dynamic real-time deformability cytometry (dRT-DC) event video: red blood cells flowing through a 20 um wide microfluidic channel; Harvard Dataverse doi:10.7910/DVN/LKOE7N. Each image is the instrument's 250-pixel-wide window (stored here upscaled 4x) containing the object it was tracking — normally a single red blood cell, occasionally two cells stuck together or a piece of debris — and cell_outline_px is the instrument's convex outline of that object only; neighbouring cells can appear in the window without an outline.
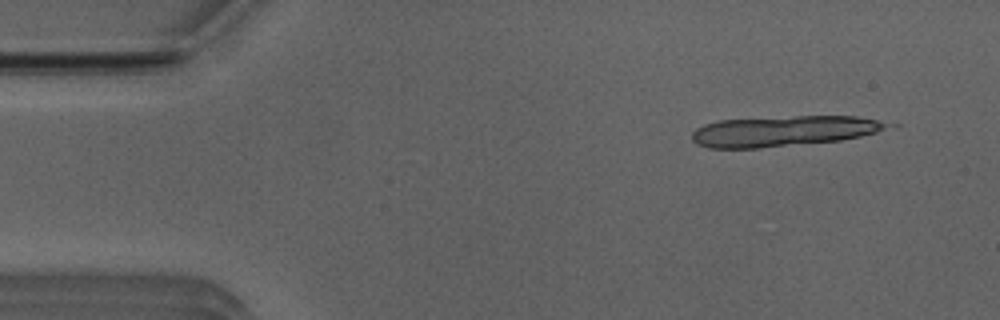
{"species": "Egyptian fruit bat (a non-hibernating species)", "species_latin": "Rousettus aegyptiacus", "temperature_condition": "room temperature", "stored_images_in_passage": 13, "camera_frame_rate_fps": 3000, "um_per_image_px": 0.085, "animal": {"sex": "male"}, "frame": {"image": 1, "passage_image": 1, "time_ms": 0.0, "image_size_px": [1000, 320], "cell_outline_px": [[900, 124], [876, 132], [860, 136], [840, 140], [760, 148], [708, 148], [696, 144], [692, 140], [692, 132], [696, 128], [704, 124], [720, 120], [796, 116], [856, 116]], "centroid_in_image_um": [66.62, 11.14], "position_along_channel_um": 18.4, "area_um2": 34.85}}